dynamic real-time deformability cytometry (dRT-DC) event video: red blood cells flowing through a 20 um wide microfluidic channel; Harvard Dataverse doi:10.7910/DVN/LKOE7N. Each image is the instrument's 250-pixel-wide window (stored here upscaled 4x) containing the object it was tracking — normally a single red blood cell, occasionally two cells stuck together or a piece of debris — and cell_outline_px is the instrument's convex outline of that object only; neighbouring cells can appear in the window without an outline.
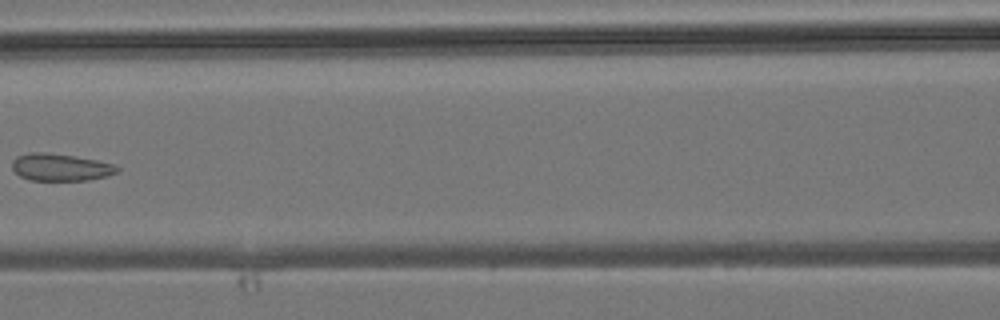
{"species": "common noctule bat (a hibernating species)", "species_latin": "Nyctalus noctula", "temperature_condition": "room temperature", "stored_images_in_passage": 6, "camera_frame_rate_fps": 3000, "um_per_image_px": 0.085, "animal": {"sex": "male", "body_mass_g": 19.2, "forearm_length_mm": 51.8}, "frame": {"image": 1, "passage_image": 6, "time_ms": 5.667, "image_size_px": [1000, 320], "cell_outline_px": [[120, 172], [108, 176], [88, 180], [28, 180], [20, 176], [12, 168], [12, 160], [16, 156], [32, 152], [44, 152], [72, 156], [96, 160], [112, 164], [120, 168]], "centroid_in_image_um": [5.14, 14.22], "position_along_channel_um": 161.5, "area_um2": 16.65}}